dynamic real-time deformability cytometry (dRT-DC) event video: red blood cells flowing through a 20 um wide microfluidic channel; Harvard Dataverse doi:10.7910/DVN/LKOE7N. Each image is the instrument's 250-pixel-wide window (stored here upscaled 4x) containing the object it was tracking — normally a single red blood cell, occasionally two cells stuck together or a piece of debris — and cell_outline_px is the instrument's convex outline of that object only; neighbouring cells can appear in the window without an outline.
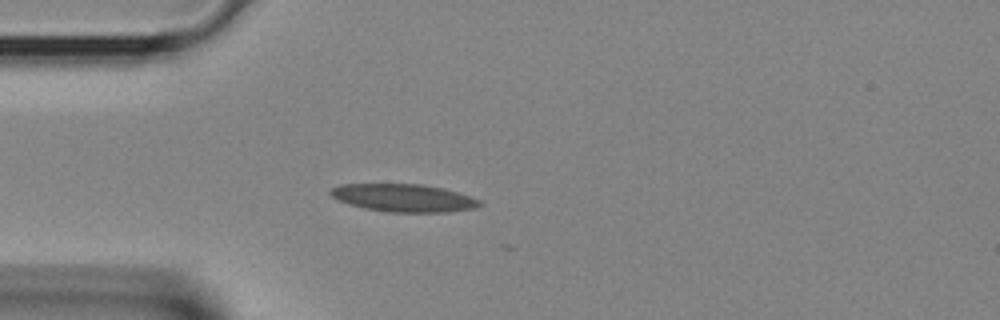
{"species": "Egyptian fruit bat (a non-hibernating species)", "species_latin": "Rousettus aegyptiacus", "temperature_condition": "room temperature", "stored_images_in_passage": 5, "camera_frame_rate_fps": 3000, "um_per_image_px": 0.085, "animal": {"sex": "female"}, "frame": {"image": 1, "passage_image": 1, "time_ms": 0.0, "image_size_px": [1000, 320], "cell_outline_px": [[484, 204], [472, 208], [448, 212], [388, 212], [364, 208], [348, 204], [336, 200], [328, 192], [332, 188], [340, 184], [424, 184], [444, 188], [480, 200]], "centroid_in_image_um": [34.27, 16.82], "position_along_channel_um": 50.7, "area_um2": 24.16}}
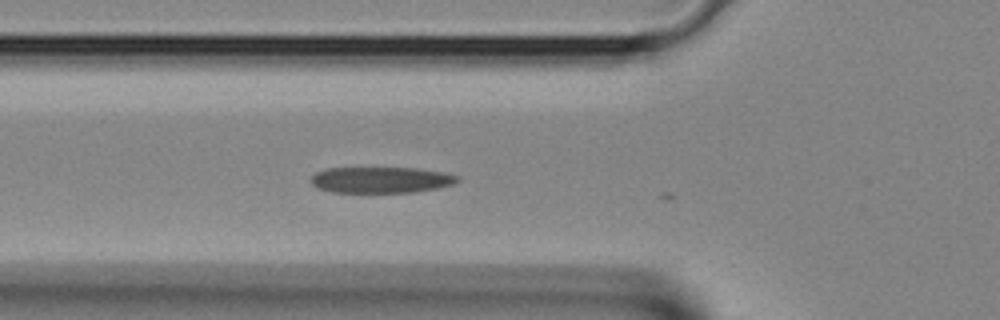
{"frame": {"image": 2, "passage_image": 4, "time_ms": 1.0, "image_size_px": [1000, 320], "cell_outline_px": [[460, 180], [452, 184], [436, 188], [412, 192], [332, 192], [320, 188], [312, 184], [312, 176], [316, 172], [324, 168], [416, 168], [444, 172], [460, 176]], "centroid_in_image_um": [32.4, 15.28], "position_along_channel_um": 93.4, "area_um2": 22.14}}